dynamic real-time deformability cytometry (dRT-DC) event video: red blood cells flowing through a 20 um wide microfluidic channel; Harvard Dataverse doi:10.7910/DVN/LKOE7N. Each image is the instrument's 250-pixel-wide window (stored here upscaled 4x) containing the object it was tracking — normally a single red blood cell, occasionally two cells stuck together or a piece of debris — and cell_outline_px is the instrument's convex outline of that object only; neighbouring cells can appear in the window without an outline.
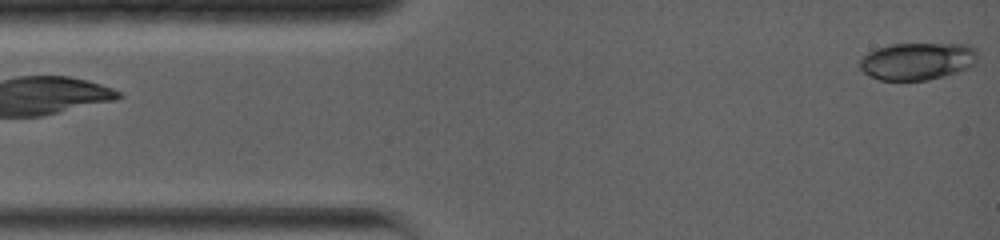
{"species": "common noctule bat (a hibernating species)", "species_latin": "Nyctalus noctula", "temperature_condition": "warm", "stored_images_in_passage": 19, "camera_frame_rate_fps": 5000, "um_per_image_px": 0.085, "animal": {"sex": "female", "body_mass_g": 19.0, "forearm_length_mm": 56.7}, "frame": {"image": 1, "passage_image": 1, "time_ms": 0.0, "image_size_px": [1000, 240], "cell_outline_px": [[976, 60], [968, 68], [944, 76], [928, 80], [880, 80], [864, 72], [860, 68], [860, 56], [876, 48], [892, 44], [968, 44], [976, 48]], "centroid_in_image_um": [77.96, 5.19], "position_along_channel_um": 7.0, "area_um2": 25.61}}
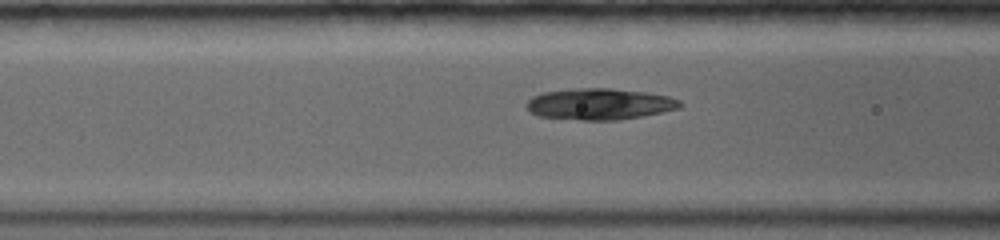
{"frame": {"image": 2, "passage_image": 11, "time_ms": 4.6, "image_size_px": [1000, 240], "cell_outline_px": [[684, 104], [680, 108], [640, 116], [616, 120], [580, 120], [540, 116], [528, 112], [524, 104], [532, 96], [540, 92], [576, 88], [612, 88], [644, 92], [668, 96], [680, 100]], "centroid_in_image_um": [50.91, 8.83], "position_along_channel_um": 115.7, "area_um2": 28.15}}
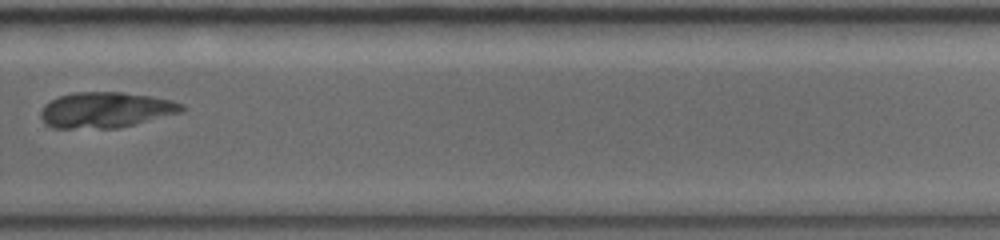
{"frame": {"image": 3, "passage_image": 19, "time_ms": 9.8, "image_size_px": [1000, 240], "cell_outline_px": [[184, 112], [136, 124], [116, 128], [52, 128], [44, 124], [40, 116], [40, 112], [44, 104], [60, 96], [72, 92], [124, 92], [152, 96], [172, 100], [184, 104]], "centroid_in_image_um": [9.0, 9.34], "position_along_channel_um": 320.8, "area_um2": 29.65}}